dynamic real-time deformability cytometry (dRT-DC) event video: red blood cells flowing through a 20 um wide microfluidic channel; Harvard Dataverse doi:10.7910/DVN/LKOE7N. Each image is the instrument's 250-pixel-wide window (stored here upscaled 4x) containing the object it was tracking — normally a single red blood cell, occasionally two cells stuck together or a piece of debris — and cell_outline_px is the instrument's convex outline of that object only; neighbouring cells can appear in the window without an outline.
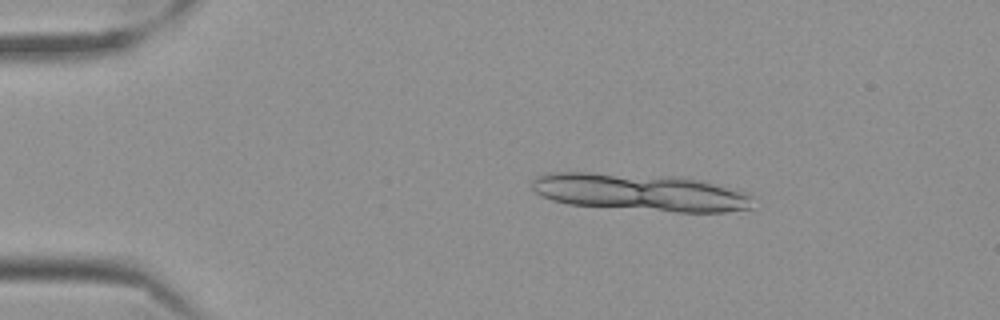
{"species": "Egyptian fruit bat (a non-hibernating species)", "species_latin": "Rousettus aegyptiacus", "temperature_condition": "cold", "stored_images_in_passage": 16, "camera_frame_rate_fps": 3000, "um_per_image_px": 0.085, "frame": {"image": 1, "passage_image": 10, "time_ms": 3.0, "image_size_px": [1000, 320], "cell_outline_px": [[752, 208], [724, 212], [676, 212], [568, 204], [552, 200], [540, 196], [532, 188], [532, 180], [536, 176], [548, 172], [588, 172], [684, 176], [752, 192]], "centroid_in_image_um": [54.47, 16.33], "position_along_channel_um": 30.5, "area_um2": 48.9}}